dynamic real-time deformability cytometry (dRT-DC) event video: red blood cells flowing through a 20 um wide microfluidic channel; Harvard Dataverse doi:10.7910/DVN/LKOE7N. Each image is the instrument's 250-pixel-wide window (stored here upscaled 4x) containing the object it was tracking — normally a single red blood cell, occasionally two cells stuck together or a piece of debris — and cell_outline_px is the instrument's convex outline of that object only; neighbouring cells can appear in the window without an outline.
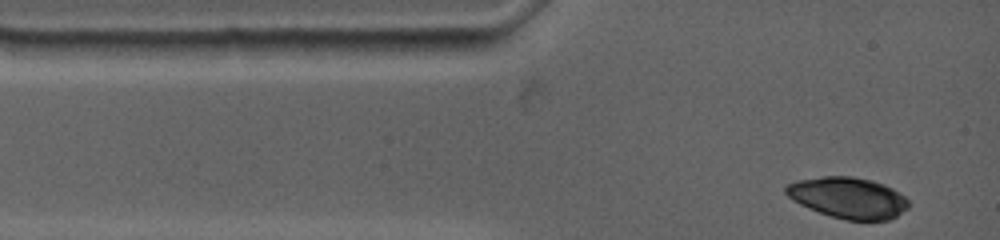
{"species": "common noctule bat (a hibernating species)", "species_latin": "Nyctalus noctula", "temperature_condition": "warm", "stored_images_in_passage": 29, "camera_frame_rate_fps": 4500, "um_per_image_px": 0.085, "animal": {"sex": "female", "body_mass_g": 19.0, "forearm_length_mm": 53.3}, "frame": {"image": 1, "passage_image": 1, "time_ms": 0.0, "image_size_px": [1000, 240], "cell_outline_px": [[908, 208], [896, 216], [888, 220], [848, 220], [832, 216], [808, 208], [792, 200], [784, 192], [784, 188], [788, 184], [796, 180], [824, 176], [852, 176], [872, 180], [884, 184], [892, 188], [904, 196], [908, 200]], "centroid_in_image_um": [72.08, 16.8], "position_along_channel_um": 12.9, "area_um2": 29.3}}